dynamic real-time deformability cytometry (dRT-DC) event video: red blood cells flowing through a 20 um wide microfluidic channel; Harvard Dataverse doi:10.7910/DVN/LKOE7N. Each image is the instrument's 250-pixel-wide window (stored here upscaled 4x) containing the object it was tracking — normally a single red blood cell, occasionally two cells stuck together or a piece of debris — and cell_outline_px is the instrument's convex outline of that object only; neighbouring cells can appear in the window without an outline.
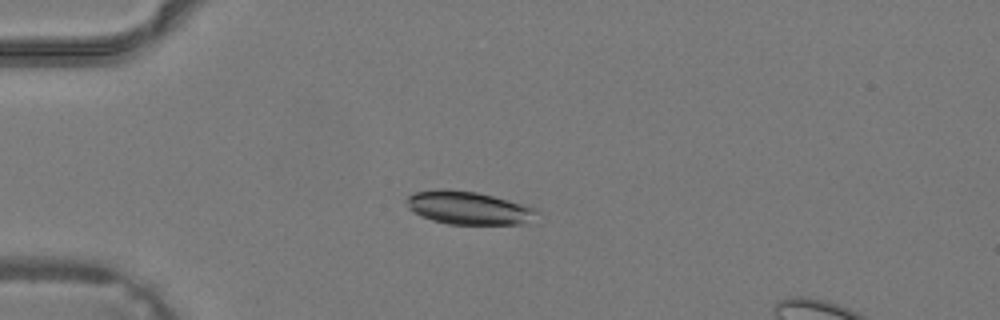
{"species": "common noctule bat (a hibernating species)", "species_latin": "Nyctalus noctula", "temperature_condition": "warm", "stored_images_in_passage": 40, "camera_frame_rate_fps": 3000, "um_per_image_px": 0.085, "animal": {"sex": "male", "body_mass_g": 19.2, "forearm_length_mm": 51.8}, "frame": {"image": 1, "passage_image": 11, "time_ms": 3.333, "image_size_px": [1000, 320], "cell_outline_px": [[536, 224], [448, 224], [432, 220], [420, 216], [408, 208], [404, 200], [412, 192], [436, 188], [452, 188], [476, 192], [492, 196], [536, 208]], "centroid_in_image_um": [39.8, 17.67], "position_along_channel_um": 45.2, "area_um2": 25.66}}
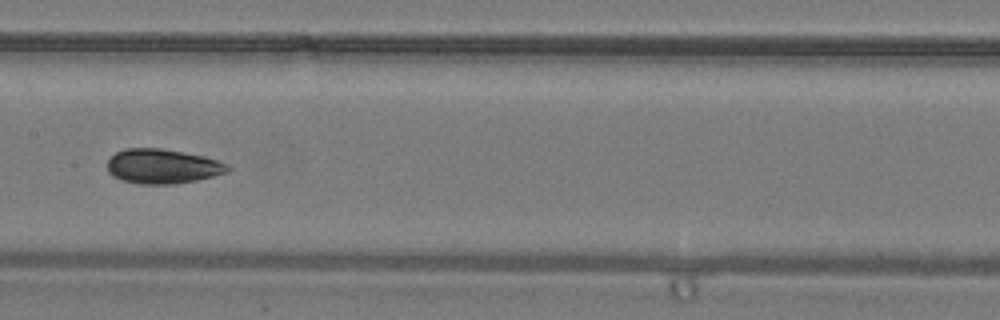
{"frame": {"image": 2, "passage_image": 21, "time_ms": 6.667, "image_size_px": [1000, 320], "cell_outline_px": [[232, 168], [228, 172], [196, 180], [172, 184], [140, 184], [124, 180], [112, 176], [108, 172], [108, 160], [116, 152], [124, 148], [160, 148], [204, 156], [228, 164]], "centroid_in_image_um": [13.82, 14.13], "position_along_channel_um": 193.6, "area_um2": 24.16}}
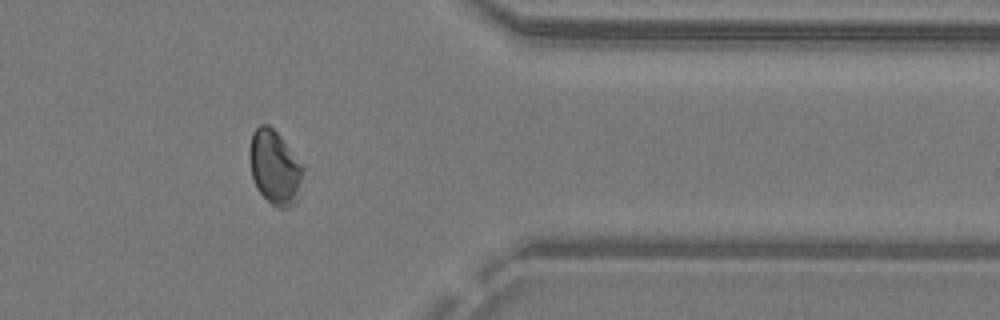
{"frame": {"image": 3, "passage_image": 33, "time_ms": 10.667, "image_size_px": [1000, 320], "cell_outline_px": [[304, 168], [300, 200], [296, 204], [288, 208], [280, 208], [272, 204], [256, 188], [252, 176], [248, 156], [248, 148], [252, 132], [260, 124], [268, 124], [280, 136], [304, 164]], "centroid_in_image_um": [23.38, 14.25], "position_along_channel_um": 388.0, "area_um2": 23.81}}